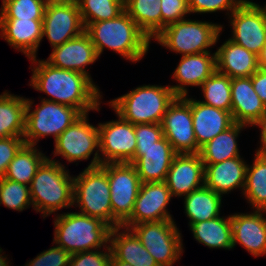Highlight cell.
<instances>
[{
    "mask_svg": "<svg viewBox=\"0 0 266 266\" xmlns=\"http://www.w3.org/2000/svg\"><path fill=\"white\" fill-rule=\"evenodd\" d=\"M26 109L25 98L6 91L0 95V138L24 136Z\"/></svg>",
    "mask_w": 266,
    "mask_h": 266,
    "instance_id": "obj_28",
    "label": "cell"
},
{
    "mask_svg": "<svg viewBox=\"0 0 266 266\" xmlns=\"http://www.w3.org/2000/svg\"><path fill=\"white\" fill-rule=\"evenodd\" d=\"M265 110V104L254 90L251 76L231 78V114L234 123L251 126Z\"/></svg>",
    "mask_w": 266,
    "mask_h": 266,
    "instance_id": "obj_22",
    "label": "cell"
},
{
    "mask_svg": "<svg viewBox=\"0 0 266 266\" xmlns=\"http://www.w3.org/2000/svg\"><path fill=\"white\" fill-rule=\"evenodd\" d=\"M56 160L47 158L37 169L29 189L33 209L47 217L73 203L74 177Z\"/></svg>",
    "mask_w": 266,
    "mask_h": 266,
    "instance_id": "obj_3",
    "label": "cell"
},
{
    "mask_svg": "<svg viewBox=\"0 0 266 266\" xmlns=\"http://www.w3.org/2000/svg\"><path fill=\"white\" fill-rule=\"evenodd\" d=\"M118 120L99 123L100 165L131 163L135 158V125L118 115ZM102 157V158H101Z\"/></svg>",
    "mask_w": 266,
    "mask_h": 266,
    "instance_id": "obj_13",
    "label": "cell"
},
{
    "mask_svg": "<svg viewBox=\"0 0 266 266\" xmlns=\"http://www.w3.org/2000/svg\"><path fill=\"white\" fill-rule=\"evenodd\" d=\"M46 4L43 0H4L0 18L43 20Z\"/></svg>",
    "mask_w": 266,
    "mask_h": 266,
    "instance_id": "obj_37",
    "label": "cell"
},
{
    "mask_svg": "<svg viewBox=\"0 0 266 266\" xmlns=\"http://www.w3.org/2000/svg\"><path fill=\"white\" fill-rule=\"evenodd\" d=\"M216 71L230 78L249 77L258 67V56L230 39L215 52Z\"/></svg>",
    "mask_w": 266,
    "mask_h": 266,
    "instance_id": "obj_26",
    "label": "cell"
},
{
    "mask_svg": "<svg viewBox=\"0 0 266 266\" xmlns=\"http://www.w3.org/2000/svg\"><path fill=\"white\" fill-rule=\"evenodd\" d=\"M85 32L77 2L46 5L42 20V36L52 48L62 45Z\"/></svg>",
    "mask_w": 266,
    "mask_h": 266,
    "instance_id": "obj_15",
    "label": "cell"
},
{
    "mask_svg": "<svg viewBox=\"0 0 266 266\" xmlns=\"http://www.w3.org/2000/svg\"><path fill=\"white\" fill-rule=\"evenodd\" d=\"M244 0H187L191 13H212L230 11L232 13Z\"/></svg>",
    "mask_w": 266,
    "mask_h": 266,
    "instance_id": "obj_39",
    "label": "cell"
},
{
    "mask_svg": "<svg viewBox=\"0 0 266 266\" xmlns=\"http://www.w3.org/2000/svg\"><path fill=\"white\" fill-rule=\"evenodd\" d=\"M35 67L31 69L30 86L51 96L44 100L76 108L81 114L90 110L99 111V88L83 73L52 66L46 60L30 58ZM37 64V66H36Z\"/></svg>",
    "mask_w": 266,
    "mask_h": 266,
    "instance_id": "obj_1",
    "label": "cell"
},
{
    "mask_svg": "<svg viewBox=\"0 0 266 266\" xmlns=\"http://www.w3.org/2000/svg\"><path fill=\"white\" fill-rule=\"evenodd\" d=\"M47 159L35 146L24 145L9 163L4 178L30 185L37 169Z\"/></svg>",
    "mask_w": 266,
    "mask_h": 266,
    "instance_id": "obj_34",
    "label": "cell"
},
{
    "mask_svg": "<svg viewBox=\"0 0 266 266\" xmlns=\"http://www.w3.org/2000/svg\"><path fill=\"white\" fill-rule=\"evenodd\" d=\"M251 81L256 94L266 106V71L258 69L251 75Z\"/></svg>",
    "mask_w": 266,
    "mask_h": 266,
    "instance_id": "obj_45",
    "label": "cell"
},
{
    "mask_svg": "<svg viewBox=\"0 0 266 266\" xmlns=\"http://www.w3.org/2000/svg\"><path fill=\"white\" fill-rule=\"evenodd\" d=\"M171 198V192L165 181L142 183L133 212L122 226L131 228L140 223L173 220L166 210Z\"/></svg>",
    "mask_w": 266,
    "mask_h": 266,
    "instance_id": "obj_16",
    "label": "cell"
},
{
    "mask_svg": "<svg viewBox=\"0 0 266 266\" xmlns=\"http://www.w3.org/2000/svg\"><path fill=\"white\" fill-rule=\"evenodd\" d=\"M257 56L259 69L266 71V45L262 48V50Z\"/></svg>",
    "mask_w": 266,
    "mask_h": 266,
    "instance_id": "obj_47",
    "label": "cell"
},
{
    "mask_svg": "<svg viewBox=\"0 0 266 266\" xmlns=\"http://www.w3.org/2000/svg\"><path fill=\"white\" fill-rule=\"evenodd\" d=\"M46 5L50 4H67L72 2H77V0H43Z\"/></svg>",
    "mask_w": 266,
    "mask_h": 266,
    "instance_id": "obj_48",
    "label": "cell"
},
{
    "mask_svg": "<svg viewBox=\"0 0 266 266\" xmlns=\"http://www.w3.org/2000/svg\"><path fill=\"white\" fill-rule=\"evenodd\" d=\"M85 32L99 57L106 47L131 62L141 60L151 42L125 10L111 20L90 23Z\"/></svg>",
    "mask_w": 266,
    "mask_h": 266,
    "instance_id": "obj_2",
    "label": "cell"
},
{
    "mask_svg": "<svg viewBox=\"0 0 266 266\" xmlns=\"http://www.w3.org/2000/svg\"><path fill=\"white\" fill-rule=\"evenodd\" d=\"M246 170L247 164L241 156L216 164H204V185L220 195L238 187L244 190Z\"/></svg>",
    "mask_w": 266,
    "mask_h": 266,
    "instance_id": "obj_25",
    "label": "cell"
},
{
    "mask_svg": "<svg viewBox=\"0 0 266 266\" xmlns=\"http://www.w3.org/2000/svg\"><path fill=\"white\" fill-rule=\"evenodd\" d=\"M230 15L229 39L258 55L266 45V6L244 0Z\"/></svg>",
    "mask_w": 266,
    "mask_h": 266,
    "instance_id": "obj_12",
    "label": "cell"
},
{
    "mask_svg": "<svg viewBox=\"0 0 266 266\" xmlns=\"http://www.w3.org/2000/svg\"><path fill=\"white\" fill-rule=\"evenodd\" d=\"M216 71V53L210 52L184 55L181 57L173 78L179 83L170 86L177 97L187 96L185 86H201Z\"/></svg>",
    "mask_w": 266,
    "mask_h": 266,
    "instance_id": "obj_21",
    "label": "cell"
},
{
    "mask_svg": "<svg viewBox=\"0 0 266 266\" xmlns=\"http://www.w3.org/2000/svg\"><path fill=\"white\" fill-rule=\"evenodd\" d=\"M136 146L154 145L164 137L161 124L147 123L135 125Z\"/></svg>",
    "mask_w": 266,
    "mask_h": 266,
    "instance_id": "obj_44",
    "label": "cell"
},
{
    "mask_svg": "<svg viewBox=\"0 0 266 266\" xmlns=\"http://www.w3.org/2000/svg\"><path fill=\"white\" fill-rule=\"evenodd\" d=\"M73 203L81 214L101 219L112 228L110 185L106 171L101 167H86L74 176Z\"/></svg>",
    "mask_w": 266,
    "mask_h": 266,
    "instance_id": "obj_7",
    "label": "cell"
},
{
    "mask_svg": "<svg viewBox=\"0 0 266 266\" xmlns=\"http://www.w3.org/2000/svg\"><path fill=\"white\" fill-rule=\"evenodd\" d=\"M223 27L210 22L182 19L166 26L154 39L175 53L184 55L210 52Z\"/></svg>",
    "mask_w": 266,
    "mask_h": 266,
    "instance_id": "obj_6",
    "label": "cell"
},
{
    "mask_svg": "<svg viewBox=\"0 0 266 266\" xmlns=\"http://www.w3.org/2000/svg\"><path fill=\"white\" fill-rule=\"evenodd\" d=\"M85 28L94 22L111 20L121 14L124 0H77Z\"/></svg>",
    "mask_w": 266,
    "mask_h": 266,
    "instance_id": "obj_36",
    "label": "cell"
},
{
    "mask_svg": "<svg viewBox=\"0 0 266 266\" xmlns=\"http://www.w3.org/2000/svg\"><path fill=\"white\" fill-rule=\"evenodd\" d=\"M160 4V0H124L125 11L150 40L161 32Z\"/></svg>",
    "mask_w": 266,
    "mask_h": 266,
    "instance_id": "obj_33",
    "label": "cell"
},
{
    "mask_svg": "<svg viewBox=\"0 0 266 266\" xmlns=\"http://www.w3.org/2000/svg\"><path fill=\"white\" fill-rule=\"evenodd\" d=\"M71 256V253L57 245L41 252L25 266H70Z\"/></svg>",
    "mask_w": 266,
    "mask_h": 266,
    "instance_id": "obj_41",
    "label": "cell"
},
{
    "mask_svg": "<svg viewBox=\"0 0 266 266\" xmlns=\"http://www.w3.org/2000/svg\"><path fill=\"white\" fill-rule=\"evenodd\" d=\"M176 97L164 114L161 127L164 137L177 154L199 153L193 129L191 98Z\"/></svg>",
    "mask_w": 266,
    "mask_h": 266,
    "instance_id": "obj_14",
    "label": "cell"
},
{
    "mask_svg": "<svg viewBox=\"0 0 266 266\" xmlns=\"http://www.w3.org/2000/svg\"><path fill=\"white\" fill-rule=\"evenodd\" d=\"M254 157L253 165H247L242 193L252 208L266 211V151H257Z\"/></svg>",
    "mask_w": 266,
    "mask_h": 266,
    "instance_id": "obj_32",
    "label": "cell"
},
{
    "mask_svg": "<svg viewBox=\"0 0 266 266\" xmlns=\"http://www.w3.org/2000/svg\"><path fill=\"white\" fill-rule=\"evenodd\" d=\"M0 37L29 59L36 57L42 36V20L0 18Z\"/></svg>",
    "mask_w": 266,
    "mask_h": 266,
    "instance_id": "obj_24",
    "label": "cell"
},
{
    "mask_svg": "<svg viewBox=\"0 0 266 266\" xmlns=\"http://www.w3.org/2000/svg\"><path fill=\"white\" fill-rule=\"evenodd\" d=\"M109 244L112 255L119 261L132 266H159L131 228L122 225L111 228Z\"/></svg>",
    "mask_w": 266,
    "mask_h": 266,
    "instance_id": "obj_27",
    "label": "cell"
},
{
    "mask_svg": "<svg viewBox=\"0 0 266 266\" xmlns=\"http://www.w3.org/2000/svg\"><path fill=\"white\" fill-rule=\"evenodd\" d=\"M98 57L90 36L84 32L80 36L54 47L46 61L57 68L83 73L92 80L85 68L94 63Z\"/></svg>",
    "mask_w": 266,
    "mask_h": 266,
    "instance_id": "obj_19",
    "label": "cell"
},
{
    "mask_svg": "<svg viewBox=\"0 0 266 266\" xmlns=\"http://www.w3.org/2000/svg\"><path fill=\"white\" fill-rule=\"evenodd\" d=\"M0 204L16 211H23L29 205L33 207L29 186L0 178Z\"/></svg>",
    "mask_w": 266,
    "mask_h": 266,
    "instance_id": "obj_38",
    "label": "cell"
},
{
    "mask_svg": "<svg viewBox=\"0 0 266 266\" xmlns=\"http://www.w3.org/2000/svg\"><path fill=\"white\" fill-rule=\"evenodd\" d=\"M221 202L222 195L205 185L184 196L185 213L190 219L189 226L193 223L219 217Z\"/></svg>",
    "mask_w": 266,
    "mask_h": 266,
    "instance_id": "obj_31",
    "label": "cell"
},
{
    "mask_svg": "<svg viewBox=\"0 0 266 266\" xmlns=\"http://www.w3.org/2000/svg\"><path fill=\"white\" fill-rule=\"evenodd\" d=\"M107 252L99 251H84L74 253L71 256L70 266H110L111 248L108 245Z\"/></svg>",
    "mask_w": 266,
    "mask_h": 266,
    "instance_id": "obj_42",
    "label": "cell"
},
{
    "mask_svg": "<svg viewBox=\"0 0 266 266\" xmlns=\"http://www.w3.org/2000/svg\"><path fill=\"white\" fill-rule=\"evenodd\" d=\"M251 126H258L261 129L260 142L261 147L256 151H266V110L260 116V118Z\"/></svg>",
    "mask_w": 266,
    "mask_h": 266,
    "instance_id": "obj_46",
    "label": "cell"
},
{
    "mask_svg": "<svg viewBox=\"0 0 266 266\" xmlns=\"http://www.w3.org/2000/svg\"><path fill=\"white\" fill-rule=\"evenodd\" d=\"M190 230L196 241L209 248H233L231 215L193 223Z\"/></svg>",
    "mask_w": 266,
    "mask_h": 266,
    "instance_id": "obj_29",
    "label": "cell"
},
{
    "mask_svg": "<svg viewBox=\"0 0 266 266\" xmlns=\"http://www.w3.org/2000/svg\"><path fill=\"white\" fill-rule=\"evenodd\" d=\"M176 154L170 142L163 137L154 142V145L136 146L135 158L131 164L135 167L141 183L163 182Z\"/></svg>",
    "mask_w": 266,
    "mask_h": 266,
    "instance_id": "obj_17",
    "label": "cell"
},
{
    "mask_svg": "<svg viewBox=\"0 0 266 266\" xmlns=\"http://www.w3.org/2000/svg\"><path fill=\"white\" fill-rule=\"evenodd\" d=\"M131 229L159 266H173L182 256V237L174 220L140 223Z\"/></svg>",
    "mask_w": 266,
    "mask_h": 266,
    "instance_id": "obj_10",
    "label": "cell"
},
{
    "mask_svg": "<svg viewBox=\"0 0 266 266\" xmlns=\"http://www.w3.org/2000/svg\"><path fill=\"white\" fill-rule=\"evenodd\" d=\"M100 166L108 176L112 228H115L131 216L142 183L131 163H106Z\"/></svg>",
    "mask_w": 266,
    "mask_h": 266,
    "instance_id": "obj_9",
    "label": "cell"
},
{
    "mask_svg": "<svg viewBox=\"0 0 266 266\" xmlns=\"http://www.w3.org/2000/svg\"><path fill=\"white\" fill-rule=\"evenodd\" d=\"M206 105L231 111V78L215 71L200 86Z\"/></svg>",
    "mask_w": 266,
    "mask_h": 266,
    "instance_id": "obj_35",
    "label": "cell"
},
{
    "mask_svg": "<svg viewBox=\"0 0 266 266\" xmlns=\"http://www.w3.org/2000/svg\"><path fill=\"white\" fill-rule=\"evenodd\" d=\"M24 145L23 137L0 138V178L5 176L9 163Z\"/></svg>",
    "mask_w": 266,
    "mask_h": 266,
    "instance_id": "obj_43",
    "label": "cell"
},
{
    "mask_svg": "<svg viewBox=\"0 0 266 266\" xmlns=\"http://www.w3.org/2000/svg\"><path fill=\"white\" fill-rule=\"evenodd\" d=\"M88 113L82 114L55 140L54 156L61 155L68 162L89 159L96 150L88 168L100 166L99 129L88 122Z\"/></svg>",
    "mask_w": 266,
    "mask_h": 266,
    "instance_id": "obj_11",
    "label": "cell"
},
{
    "mask_svg": "<svg viewBox=\"0 0 266 266\" xmlns=\"http://www.w3.org/2000/svg\"><path fill=\"white\" fill-rule=\"evenodd\" d=\"M266 211L231 215L233 248L239 243L253 256L266 255Z\"/></svg>",
    "mask_w": 266,
    "mask_h": 266,
    "instance_id": "obj_20",
    "label": "cell"
},
{
    "mask_svg": "<svg viewBox=\"0 0 266 266\" xmlns=\"http://www.w3.org/2000/svg\"><path fill=\"white\" fill-rule=\"evenodd\" d=\"M54 227L53 242L71 254L108 248L111 227L99 218L80 212L58 214Z\"/></svg>",
    "mask_w": 266,
    "mask_h": 266,
    "instance_id": "obj_4",
    "label": "cell"
},
{
    "mask_svg": "<svg viewBox=\"0 0 266 266\" xmlns=\"http://www.w3.org/2000/svg\"><path fill=\"white\" fill-rule=\"evenodd\" d=\"M161 31L168 25L184 19L190 14L187 0H160Z\"/></svg>",
    "mask_w": 266,
    "mask_h": 266,
    "instance_id": "obj_40",
    "label": "cell"
},
{
    "mask_svg": "<svg viewBox=\"0 0 266 266\" xmlns=\"http://www.w3.org/2000/svg\"><path fill=\"white\" fill-rule=\"evenodd\" d=\"M32 101L26 99L27 109L23 136L26 145L35 146L39 138L50 135L54 136L55 141L67 127L82 115L74 107L44 99L36 109L31 111Z\"/></svg>",
    "mask_w": 266,
    "mask_h": 266,
    "instance_id": "obj_8",
    "label": "cell"
},
{
    "mask_svg": "<svg viewBox=\"0 0 266 266\" xmlns=\"http://www.w3.org/2000/svg\"><path fill=\"white\" fill-rule=\"evenodd\" d=\"M173 197H181L204 185V164L199 153L176 154L165 180Z\"/></svg>",
    "mask_w": 266,
    "mask_h": 266,
    "instance_id": "obj_18",
    "label": "cell"
},
{
    "mask_svg": "<svg viewBox=\"0 0 266 266\" xmlns=\"http://www.w3.org/2000/svg\"><path fill=\"white\" fill-rule=\"evenodd\" d=\"M247 125L234 123L200 148L203 164H216L224 160L240 157L237 137Z\"/></svg>",
    "mask_w": 266,
    "mask_h": 266,
    "instance_id": "obj_30",
    "label": "cell"
},
{
    "mask_svg": "<svg viewBox=\"0 0 266 266\" xmlns=\"http://www.w3.org/2000/svg\"><path fill=\"white\" fill-rule=\"evenodd\" d=\"M176 97L170 86L149 84L117 97L109 104L115 113L134 125L160 124L168 106Z\"/></svg>",
    "mask_w": 266,
    "mask_h": 266,
    "instance_id": "obj_5",
    "label": "cell"
},
{
    "mask_svg": "<svg viewBox=\"0 0 266 266\" xmlns=\"http://www.w3.org/2000/svg\"><path fill=\"white\" fill-rule=\"evenodd\" d=\"M110 266H132V265L123 261H119L113 255H111Z\"/></svg>",
    "mask_w": 266,
    "mask_h": 266,
    "instance_id": "obj_49",
    "label": "cell"
},
{
    "mask_svg": "<svg viewBox=\"0 0 266 266\" xmlns=\"http://www.w3.org/2000/svg\"><path fill=\"white\" fill-rule=\"evenodd\" d=\"M191 112L199 148L234 124L231 111L215 108L192 98Z\"/></svg>",
    "mask_w": 266,
    "mask_h": 266,
    "instance_id": "obj_23",
    "label": "cell"
}]
</instances>
